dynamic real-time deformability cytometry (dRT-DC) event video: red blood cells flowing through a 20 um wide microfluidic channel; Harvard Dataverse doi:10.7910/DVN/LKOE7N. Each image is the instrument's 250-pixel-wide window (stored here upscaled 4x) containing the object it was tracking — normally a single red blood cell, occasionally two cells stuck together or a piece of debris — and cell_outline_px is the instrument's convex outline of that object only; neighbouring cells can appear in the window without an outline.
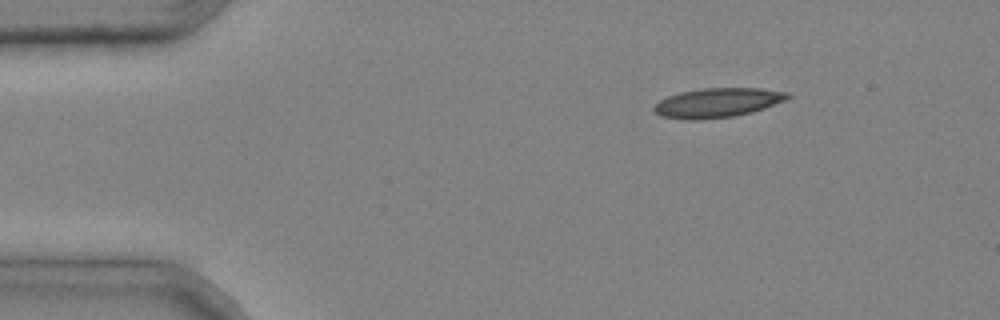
{"species": "common noctule bat (a hibernating species)", "species_latin": "Nyctalus noctula", "temperature_condition": "cold", "stored_images_in_passage": 4, "camera_frame_rate_fps": 3000, "um_per_image_px": 0.085, "animal": {"sex": "male", "body_mass_g": 20.4}, "frame": {"image": 1, "passage_image": 4, "time_ms": 1.0, "image_size_px": [1000, 320], "cell_outline_px": [[792, 96], [784, 100], [764, 108], [752, 112], [736, 116], [700, 120], [684, 120], [660, 116], [652, 108], [660, 100], [668, 96], [680, 92], [704, 88], [760, 88], [788, 92]], "centroid_in_image_um": [60.97, 8.74], "position_along_channel_um": 24.0, "area_um2": 22.95}}